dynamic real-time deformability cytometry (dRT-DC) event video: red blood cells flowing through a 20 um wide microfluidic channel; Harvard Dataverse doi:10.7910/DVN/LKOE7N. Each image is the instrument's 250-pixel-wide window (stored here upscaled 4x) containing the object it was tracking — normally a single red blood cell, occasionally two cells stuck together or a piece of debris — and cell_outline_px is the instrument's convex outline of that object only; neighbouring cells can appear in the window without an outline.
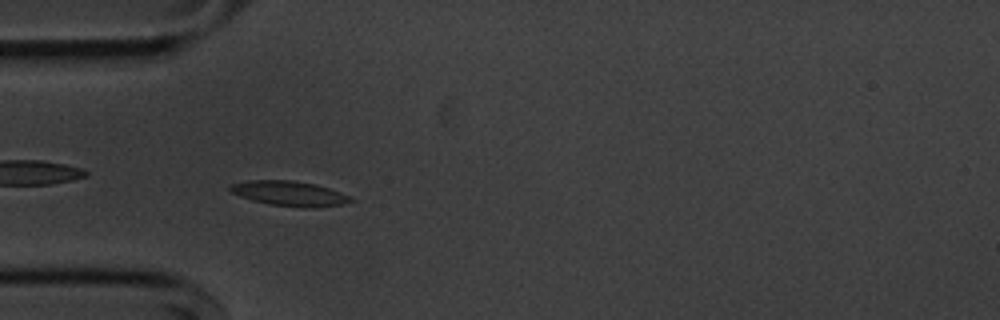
{"species": "common noctule bat (a hibernating species)", "species_latin": "Nyctalus noctula", "temperature_condition": "cold", "stored_images_in_passage": 46, "camera_frame_rate_fps": 3000, "um_per_image_px": 0.085, "animal": {"sex": "male", "body_mass_g": 20.1, "forearm_length_mm": 53.5}, "frame": {"image": 1, "passage_image": 7, "time_ms": 2.0, "image_size_px": [1000, 320], "cell_outline_px": [[356, 200], [344, 204], [312, 208], [304, 208], [268, 204], [252, 200], [240, 196], [232, 192], [228, 188], [232, 184], [248, 180], [292, 180], [316, 184], [340, 192]], "centroid_in_image_um": [24.62, 16.45], "position_along_channel_um": 60.4, "area_um2": 17.51}}
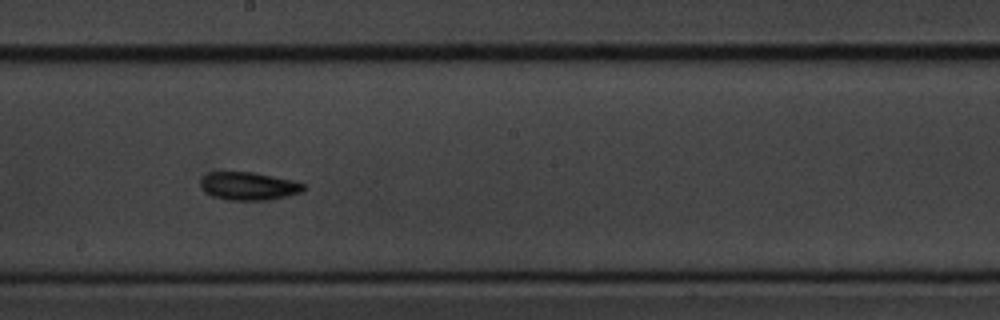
{"frame": {"image": 2, "passage_image": 21, "time_ms": 6.667, "image_size_px": [1000, 320], "cell_outline_px": [[304, 188], [300, 192], [288, 196], [272, 200], [228, 200], [212, 196], [200, 184], [200, 180], [208, 172], [256, 172], [292, 180], [304, 184]], "centroid_in_image_um": [21.15, 15.81], "position_along_channel_um": 227.0, "area_um2": 16.76}}
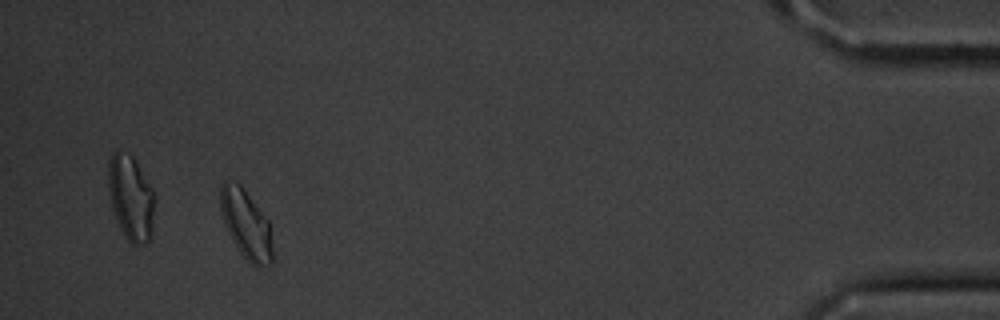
{"frame": {"image": 3, "passage_image": 42, "time_ms": 13.667, "image_size_px": [1000, 320], "cell_outline_px": [[272, 264], [256, 268], [236, 248], [224, 224], [220, 208], [220, 188], [224, 180], [228, 180], [240, 184], [268, 220], [272, 244]], "centroid_in_image_um": [20.9, 19.07], "position_along_channel_um": 414.3, "area_um2": 20.87}, "authors_computed_cell_mechanics": {"area_um2": 16.5597, "velocity_mm_per_s": 3.6043, "shape_relaxation_time_tau1_ms": 4.4627, "shape_relaxation_time_tau2_ms": null, "deformation_change_tau1": 0.0988, "deformation_change_tau2": null}}